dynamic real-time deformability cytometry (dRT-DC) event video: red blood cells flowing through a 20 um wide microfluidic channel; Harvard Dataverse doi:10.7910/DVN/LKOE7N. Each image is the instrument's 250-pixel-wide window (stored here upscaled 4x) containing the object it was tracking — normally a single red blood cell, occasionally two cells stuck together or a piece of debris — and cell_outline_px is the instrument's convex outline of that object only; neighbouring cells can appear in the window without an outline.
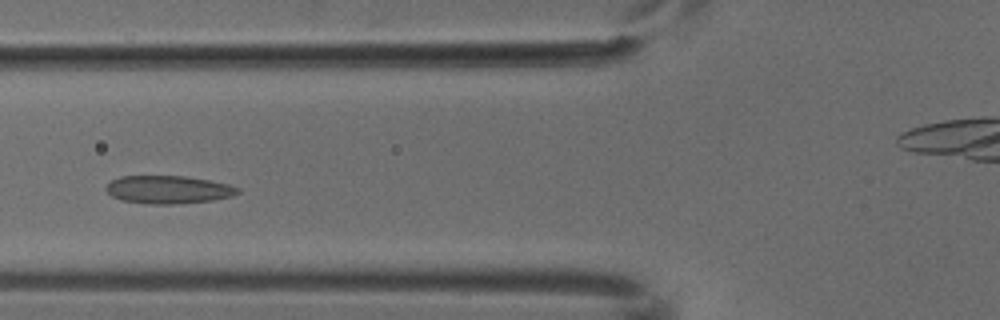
{"species": "common noctule bat (a hibernating species)", "species_latin": "Nyctalus noctula", "temperature_condition": "cold", "stored_images_in_passage": 3, "camera_frame_rate_fps": 3000, "um_per_image_px": 0.085, "animal": {"sex": "male", "body_mass_g": 18.8}, "frame": {"image": 1, "passage_image": 3, "time_ms": 0.667, "image_size_px": [1000, 320], "cell_outline_px": [[240, 192], [232, 196], [212, 200], [172, 204], [148, 204], [120, 200], [112, 196], [104, 188], [112, 180], [120, 176], [184, 176], [208, 180], [228, 184], [240, 188]], "centroid_in_image_um": [14.29, 16.12], "position_along_channel_um": 111.5, "area_um2": 21.39}}